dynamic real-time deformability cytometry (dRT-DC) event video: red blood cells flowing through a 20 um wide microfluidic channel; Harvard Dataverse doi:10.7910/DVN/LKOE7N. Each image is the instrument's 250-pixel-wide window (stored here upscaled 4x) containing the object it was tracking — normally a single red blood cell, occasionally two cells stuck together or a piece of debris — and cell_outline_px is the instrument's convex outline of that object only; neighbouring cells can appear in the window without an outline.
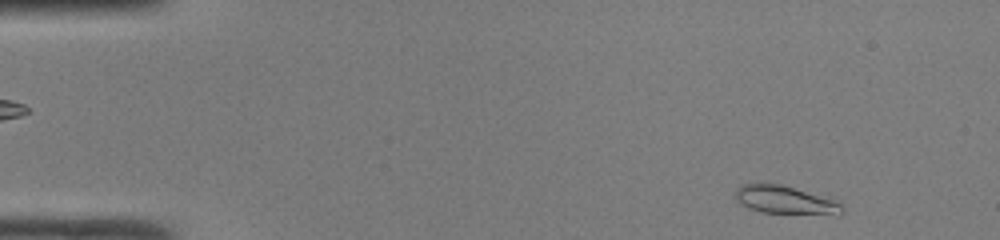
{"species": "common noctule bat (a hibernating species)", "species_latin": "Nyctalus noctula", "temperature_condition": "room temperature", "stored_images_in_passage": 45, "camera_frame_rate_fps": 3000, "um_per_image_px": 0.085, "animal": {"sex": "male", "body_mass_g": 19.0, "forearm_length_mm": 50.8}, "frame": {"image": 1, "passage_image": 2, "time_ms": 0.333, "image_size_px": [1000, 240], "cell_outline_px": [[844, 212], [836, 216], [760, 212], [748, 208], [736, 200], [736, 188], [740, 184], [760, 180], [780, 184], [832, 200], [840, 204], [844, 208]], "centroid_in_image_um": [66.68, 16.99], "position_along_channel_um": 18.3, "area_um2": 18.03}}
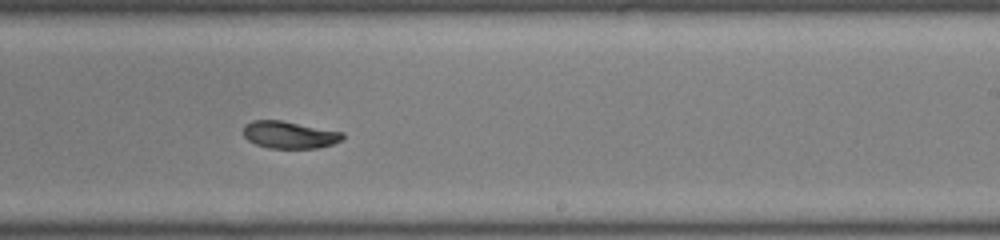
{"frame": {"image": 2, "passage_image": 27, "time_ms": 8.667, "image_size_px": [1000, 240], "cell_outline_px": [[344, 140], [332, 144], [316, 148], [268, 148], [256, 144], [248, 140], [244, 136], [244, 124], [252, 120], [280, 120], [344, 132]], "centroid_in_image_um": [24.61, 11.45], "position_along_channel_um": 264.4, "area_um2": 15.78}}
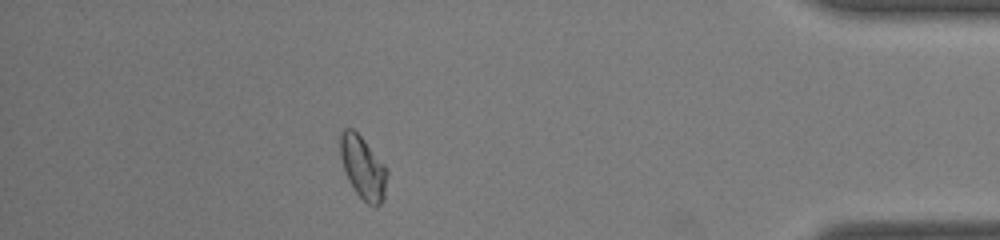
{"frame": {"image": 3, "passage_image": 40, "time_ms": 13.0, "image_size_px": [1000, 240], "cell_outline_px": [[388, 176], [384, 200], [376, 208], [372, 208], [352, 188], [344, 172], [340, 156], [340, 132], [344, 128], [352, 128], [364, 140], [384, 164], [388, 172]], "centroid_in_image_um": [30.86, 14.28], "position_along_channel_um": 404.3, "area_um2": 17.4}, "authors_computed_cell_mechanics": {"area_um2": 16.8776, "velocity_mm_per_s": 4.1968, "shape_relaxation_time_tau1_ms": 6.5491, "shape_relaxation_time_tau2_ms": 3.0014, "deformation_change_tau1": 0.1741, "deformation_change_tau2": 0.0561}}